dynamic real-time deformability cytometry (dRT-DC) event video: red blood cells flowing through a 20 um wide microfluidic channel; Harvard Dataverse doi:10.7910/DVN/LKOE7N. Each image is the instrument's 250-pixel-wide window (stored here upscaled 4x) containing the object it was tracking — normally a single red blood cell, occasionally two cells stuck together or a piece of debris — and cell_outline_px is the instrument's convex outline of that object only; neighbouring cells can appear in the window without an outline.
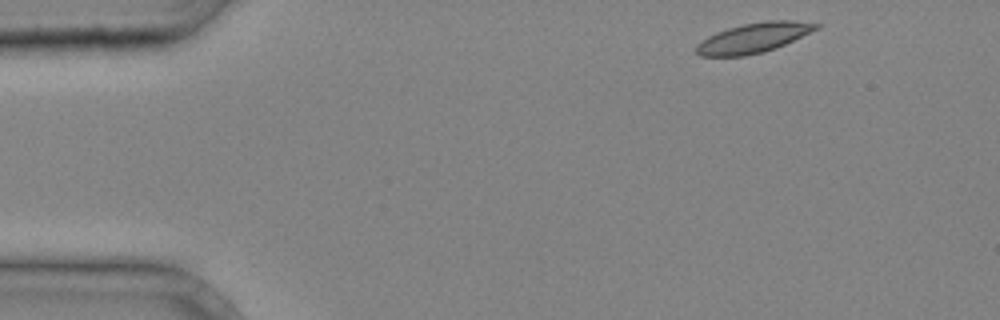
{"species": "common noctule bat (a hibernating species)", "species_latin": "Nyctalus noctula", "temperature_condition": "cold", "stored_images_in_passage": 3, "segment_of_instrument_passage": [2, 2], "camera_frame_rate_fps": 3000, "um_per_image_px": 0.085, "animal": {"sex": "male", "body_mass_g": 20.4}, "frame": {"image": 1, "passage_image": 3, "time_ms": 0.667, "image_size_px": [1000, 320], "cell_outline_px": [[820, 28], [776, 48], [764, 52], [744, 56], [700, 56], [696, 52], [696, 44], [708, 36], [716, 32], [728, 28], [744, 24], [768, 20], [788, 20], [820, 24]], "centroid_in_image_um": [64.04, 3.22], "position_along_channel_um": 21.0, "area_um2": 20.75}}